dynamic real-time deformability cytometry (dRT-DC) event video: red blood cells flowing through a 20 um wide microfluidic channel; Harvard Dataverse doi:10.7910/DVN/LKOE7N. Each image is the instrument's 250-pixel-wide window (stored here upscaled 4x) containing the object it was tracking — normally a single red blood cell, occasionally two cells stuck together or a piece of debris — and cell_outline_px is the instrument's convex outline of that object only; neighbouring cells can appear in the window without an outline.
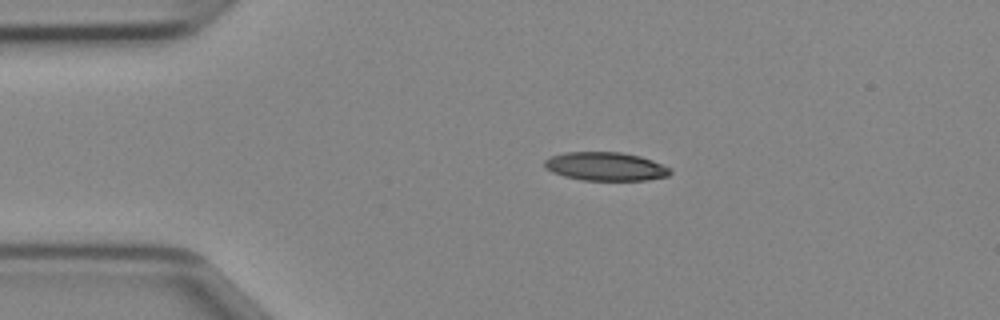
{"species": "Egyptian fruit bat (a non-hibernating species)", "species_latin": "Rousettus aegyptiacus", "temperature_condition": "cold", "stored_images_in_passage": 13, "camera_frame_rate_fps": 3000, "um_per_image_px": 0.085, "animal": {"sex": "female"}, "frame": {"image": 1, "passage_image": 1, "time_ms": 0.0, "image_size_px": [1000, 320], "cell_outline_px": [[672, 172], [668, 176], [648, 180], [584, 180], [564, 176], [552, 172], [544, 168], [544, 160], [552, 156], [564, 152], [620, 152], [640, 156], [652, 160], [672, 168]], "centroid_in_image_um": [51.49, 14.15], "position_along_channel_um": 33.5, "area_um2": 20.98}}
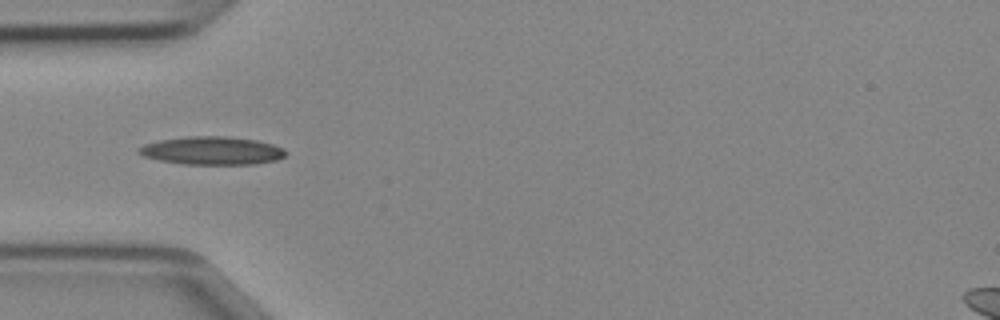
{"frame": {"image": 2, "passage_image": 6, "time_ms": 1.667, "image_size_px": [1000, 320], "cell_outline_px": [[284, 156], [276, 160], [256, 164], [184, 164], [160, 160], [144, 156], [136, 152], [136, 148], [144, 144], [160, 140], [188, 136], [224, 136], [256, 140], [272, 144], [284, 148]], "centroid_in_image_um": [17.99, 12.8], "position_along_channel_um": 67.0, "area_um2": 23.99}}
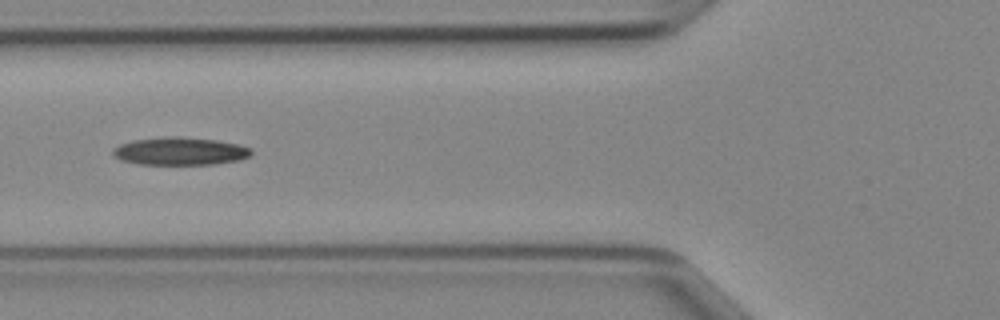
{"frame": {"image": 3, "passage_image": 9, "time_ms": 2.667, "image_size_px": [1000, 320], "cell_outline_px": [[252, 156], [240, 160], [212, 164], [140, 164], [120, 160], [112, 156], [112, 148], [120, 144], [136, 140], [172, 136], [176, 136], [216, 140], [240, 144], [252, 148]], "centroid_in_image_um": [15.33, 12.85], "position_along_channel_um": 110.5, "area_um2": 22.48}}